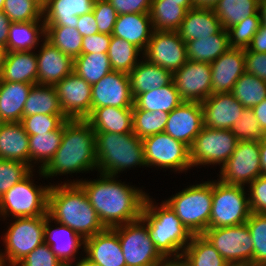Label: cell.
<instances>
[{"instance_id":"obj_1","label":"cell","mask_w":266,"mask_h":266,"mask_svg":"<svg viewBox=\"0 0 266 266\" xmlns=\"http://www.w3.org/2000/svg\"><path fill=\"white\" fill-rule=\"evenodd\" d=\"M97 178L68 179L64 184H79L83 188L105 228L140 219L148 193L140 187L118 180L119 176L98 173Z\"/></svg>"},{"instance_id":"obj_2","label":"cell","mask_w":266,"mask_h":266,"mask_svg":"<svg viewBox=\"0 0 266 266\" xmlns=\"http://www.w3.org/2000/svg\"><path fill=\"white\" fill-rule=\"evenodd\" d=\"M97 171L95 132L86 120L63 123L61 144L48 164L38 170L40 178ZM91 171V172H90Z\"/></svg>"},{"instance_id":"obj_3","label":"cell","mask_w":266,"mask_h":266,"mask_svg":"<svg viewBox=\"0 0 266 266\" xmlns=\"http://www.w3.org/2000/svg\"><path fill=\"white\" fill-rule=\"evenodd\" d=\"M47 213L87 239L105 229L87 194L79 184H50Z\"/></svg>"},{"instance_id":"obj_4","label":"cell","mask_w":266,"mask_h":266,"mask_svg":"<svg viewBox=\"0 0 266 266\" xmlns=\"http://www.w3.org/2000/svg\"><path fill=\"white\" fill-rule=\"evenodd\" d=\"M153 199L148 194L140 219L148 226L149 236L160 254L164 258H179L193 235L171 207Z\"/></svg>"},{"instance_id":"obj_5","label":"cell","mask_w":266,"mask_h":266,"mask_svg":"<svg viewBox=\"0 0 266 266\" xmlns=\"http://www.w3.org/2000/svg\"><path fill=\"white\" fill-rule=\"evenodd\" d=\"M97 171L102 174H118L139 167H146L143 141L133 132H95ZM137 166V167H136Z\"/></svg>"},{"instance_id":"obj_6","label":"cell","mask_w":266,"mask_h":266,"mask_svg":"<svg viewBox=\"0 0 266 266\" xmlns=\"http://www.w3.org/2000/svg\"><path fill=\"white\" fill-rule=\"evenodd\" d=\"M188 186L163 201L172 208L192 235H200L209 228L212 180Z\"/></svg>"},{"instance_id":"obj_7","label":"cell","mask_w":266,"mask_h":266,"mask_svg":"<svg viewBox=\"0 0 266 266\" xmlns=\"http://www.w3.org/2000/svg\"><path fill=\"white\" fill-rule=\"evenodd\" d=\"M36 169L16 183L0 198V218L37 217L47 214L49 185H36ZM8 217V218H7Z\"/></svg>"},{"instance_id":"obj_8","label":"cell","mask_w":266,"mask_h":266,"mask_svg":"<svg viewBox=\"0 0 266 266\" xmlns=\"http://www.w3.org/2000/svg\"><path fill=\"white\" fill-rule=\"evenodd\" d=\"M251 214L245 186L212 179V207L209 228L245 224Z\"/></svg>"},{"instance_id":"obj_9","label":"cell","mask_w":266,"mask_h":266,"mask_svg":"<svg viewBox=\"0 0 266 266\" xmlns=\"http://www.w3.org/2000/svg\"><path fill=\"white\" fill-rule=\"evenodd\" d=\"M47 216L48 213L37 217L13 218L3 233L2 241L5 247L0 250L6 266H16L32 250L44 243Z\"/></svg>"},{"instance_id":"obj_10","label":"cell","mask_w":266,"mask_h":266,"mask_svg":"<svg viewBox=\"0 0 266 266\" xmlns=\"http://www.w3.org/2000/svg\"><path fill=\"white\" fill-rule=\"evenodd\" d=\"M142 141L144 160L148 168L170 169L174 173H186L192 169L190 148L167 133L150 135Z\"/></svg>"},{"instance_id":"obj_11","label":"cell","mask_w":266,"mask_h":266,"mask_svg":"<svg viewBox=\"0 0 266 266\" xmlns=\"http://www.w3.org/2000/svg\"><path fill=\"white\" fill-rule=\"evenodd\" d=\"M237 142L231 130L204 126L190 147L192 167L218 165L221 168L235 151Z\"/></svg>"},{"instance_id":"obj_12","label":"cell","mask_w":266,"mask_h":266,"mask_svg":"<svg viewBox=\"0 0 266 266\" xmlns=\"http://www.w3.org/2000/svg\"><path fill=\"white\" fill-rule=\"evenodd\" d=\"M126 266H156L164 257L152 242L148 226L141 220L114 227Z\"/></svg>"},{"instance_id":"obj_13","label":"cell","mask_w":266,"mask_h":266,"mask_svg":"<svg viewBox=\"0 0 266 266\" xmlns=\"http://www.w3.org/2000/svg\"><path fill=\"white\" fill-rule=\"evenodd\" d=\"M229 264L253 266V241L247 224L208 228L202 234Z\"/></svg>"},{"instance_id":"obj_14","label":"cell","mask_w":266,"mask_h":266,"mask_svg":"<svg viewBox=\"0 0 266 266\" xmlns=\"http://www.w3.org/2000/svg\"><path fill=\"white\" fill-rule=\"evenodd\" d=\"M260 141H238L235 151L220 168L217 178L229 185L248 186L262 175Z\"/></svg>"},{"instance_id":"obj_15","label":"cell","mask_w":266,"mask_h":266,"mask_svg":"<svg viewBox=\"0 0 266 266\" xmlns=\"http://www.w3.org/2000/svg\"><path fill=\"white\" fill-rule=\"evenodd\" d=\"M143 58L173 73L187 62L186 43L178 31H153Z\"/></svg>"},{"instance_id":"obj_16","label":"cell","mask_w":266,"mask_h":266,"mask_svg":"<svg viewBox=\"0 0 266 266\" xmlns=\"http://www.w3.org/2000/svg\"><path fill=\"white\" fill-rule=\"evenodd\" d=\"M173 83L183 101L202 103L212 94L210 63L187 60L173 72Z\"/></svg>"},{"instance_id":"obj_17","label":"cell","mask_w":266,"mask_h":266,"mask_svg":"<svg viewBox=\"0 0 266 266\" xmlns=\"http://www.w3.org/2000/svg\"><path fill=\"white\" fill-rule=\"evenodd\" d=\"M60 106L69 120H85L92 112V85L74 71L55 86Z\"/></svg>"},{"instance_id":"obj_18","label":"cell","mask_w":266,"mask_h":266,"mask_svg":"<svg viewBox=\"0 0 266 266\" xmlns=\"http://www.w3.org/2000/svg\"><path fill=\"white\" fill-rule=\"evenodd\" d=\"M129 74L112 70L92 85V111L100 107L133 108Z\"/></svg>"},{"instance_id":"obj_19","label":"cell","mask_w":266,"mask_h":266,"mask_svg":"<svg viewBox=\"0 0 266 266\" xmlns=\"http://www.w3.org/2000/svg\"><path fill=\"white\" fill-rule=\"evenodd\" d=\"M203 127L201 103L184 101L169 113L164 132L190 148Z\"/></svg>"},{"instance_id":"obj_20","label":"cell","mask_w":266,"mask_h":266,"mask_svg":"<svg viewBox=\"0 0 266 266\" xmlns=\"http://www.w3.org/2000/svg\"><path fill=\"white\" fill-rule=\"evenodd\" d=\"M52 223L57 226L55 227ZM84 240L70 227L55 221L53 222L49 216L45 218L44 242L51 247L53 253L64 265H72L81 259L80 257L84 256L82 255L84 254L82 253L84 252ZM80 249L82 251H79ZM78 254L81 256L78 257Z\"/></svg>"},{"instance_id":"obj_21","label":"cell","mask_w":266,"mask_h":266,"mask_svg":"<svg viewBox=\"0 0 266 266\" xmlns=\"http://www.w3.org/2000/svg\"><path fill=\"white\" fill-rule=\"evenodd\" d=\"M39 46L38 51H36L37 83L55 86L73 72L74 59L62 53L46 39Z\"/></svg>"},{"instance_id":"obj_22","label":"cell","mask_w":266,"mask_h":266,"mask_svg":"<svg viewBox=\"0 0 266 266\" xmlns=\"http://www.w3.org/2000/svg\"><path fill=\"white\" fill-rule=\"evenodd\" d=\"M204 126L214 129L230 130L241 118L244 106L231 92L211 94L201 103Z\"/></svg>"},{"instance_id":"obj_23","label":"cell","mask_w":266,"mask_h":266,"mask_svg":"<svg viewBox=\"0 0 266 266\" xmlns=\"http://www.w3.org/2000/svg\"><path fill=\"white\" fill-rule=\"evenodd\" d=\"M84 256L100 266H126L117 231L114 228H105L85 239Z\"/></svg>"},{"instance_id":"obj_24","label":"cell","mask_w":266,"mask_h":266,"mask_svg":"<svg viewBox=\"0 0 266 266\" xmlns=\"http://www.w3.org/2000/svg\"><path fill=\"white\" fill-rule=\"evenodd\" d=\"M212 94L231 92L236 81L245 72V49L230 48L210 63Z\"/></svg>"},{"instance_id":"obj_25","label":"cell","mask_w":266,"mask_h":266,"mask_svg":"<svg viewBox=\"0 0 266 266\" xmlns=\"http://www.w3.org/2000/svg\"><path fill=\"white\" fill-rule=\"evenodd\" d=\"M95 0H47L43 6L45 27L78 25V16L92 12Z\"/></svg>"},{"instance_id":"obj_26","label":"cell","mask_w":266,"mask_h":266,"mask_svg":"<svg viewBox=\"0 0 266 266\" xmlns=\"http://www.w3.org/2000/svg\"><path fill=\"white\" fill-rule=\"evenodd\" d=\"M36 51L5 52L0 64V81L37 84Z\"/></svg>"},{"instance_id":"obj_27","label":"cell","mask_w":266,"mask_h":266,"mask_svg":"<svg viewBox=\"0 0 266 266\" xmlns=\"http://www.w3.org/2000/svg\"><path fill=\"white\" fill-rule=\"evenodd\" d=\"M152 33L150 13H133L118 15L112 36L124 39L144 52Z\"/></svg>"},{"instance_id":"obj_28","label":"cell","mask_w":266,"mask_h":266,"mask_svg":"<svg viewBox=\"0 0 266 266\" xmlns=\"http://www.w3.org/2000/svg\"><path fill=\"white\" fill-rule=\"evenodd\" d=\"M222 29L221 22L213 9L192 8L186 13L178 33L186 43L218 33Z\"/></svg>"},{"instance_id":"obj_29","label":"cell","mask_w":266,"mask_h":266,"mask_svg":"<svg viewBox=\"0 0 266 266\" xmlns=\"http://www.w3.org/2000/svg\"><path fill=\"white\" fill-rule=\"evenodd\" d=\"M0 159L29 165V135L21 122H0Z\"/></svg>"},{"instance_id":"obj_30","label":"cell","mask_w":266,"mask_h":266,"mask_svg":"<svg viewBox=\"0 0 266 266\" xmlns=\"http://www.w3.org/2000/svg\"><path fill=\"white\" fill-rule=\"evenodd\" d=\"M85 120L91 125L94 132L117 134L133 132L132 108H95Z\"/></svg>"},{"instance_id":"obj_31","label":"cell","mask_w":266,"mask_h":266,"mask_svg":"<svg viewBox=\"0 0 266 266\" xmlns=\"http://www.w3.org/2000/svg\"><path fill=\"white\" fill-rule=\"evenodd\" d=\"M131 93L133 99L139 94L155 90L170 84L173 73L165 68L141 58L136 67L129 73Z\"/></svg>"},{"instance_id":"obj_32","label":"cell","mask_w":266,"mask_h":266,"mask_svg":"<svg viewBox=\"0 0 266 266\" xmlns=\"http://www.w3.org/2000/svg\"><path fill=\"white\" fill-rule=\"evenodd\" d=\"M33 84L0 81V122H21Z\"/></svg>"},{"instance_id":"obj_33","label":"cell","mask_w":266,"mask_h":266,"mask_svg":"<svg viewBox=\"0 0 266 266\" xmlns=\"http://www.w3.org/2000/svg\"><path fill=\"white\" fill-rule=\"evenodd\" d=\"M45 39L43 20L14 22L9 26V34L5 52L37 50L39 43Z\"/></svg>"},{"instance_id":"obj_34","label":"cell","mask_w":266,"mask_h":266,"mask_svg":"<svg viewBox=\"0 0 266 266\" xmlns=\"http://www.w3.org/2000/svg\"><path fill=\"white\" fill-rule=\"evenodd\" d=\"M230 48L228 31L222 28L209 37L186 42L187 60L212 63Z\"/></svg>"},{"instance_id":"obj_35","label":"cell","mask_w":266,"mask_h":266,"mask_svg":"<svg viewBox=\"0 0 266 266\" xmlns=\"http://www.w3.org/2000/svg\"><path fill=\"white\" fill-rule=\"evenodd\" d=\"M63 136V124L54 131L29 136V166L42 170L57 152Z\"/></svg>"},{"instance_id":"obj_36","label":"cell","mask_w":266,"mask_h":266,"mask_svg":"<svg viewBox=\"0 0 266 266\" xmlns=\"http://www.w3.org/2000/svg\"><path fill=\"white\" fill-rule=\"evenodd\" d=\"M182 102L184 101L181 99L179 92L172 81L168 85L139 94L134 99V106L132 109L170 113Z\"/></svg>"},{"instance_id":"obj_37","label":"cell","mask_w":266,"mask_h":266,"mask_svg":"<svg viewBox=\"0 0 266 266\" xmlns=\"http://www.w3.org/2000/svg\"><path fill=\"white\" fill-rule=\"evenodd\" d=\"M64 115L54 86L33 84L23 109V116Z\"/></svg>"},{"instance_id":"obj_38","label":"cell","mask_w":266,"mask_h":266,"mask_svg":"<svg viewBox=\"0 0 266 266\" xmlns=\"http://www.w3.org/2000/svg\"><path fill=\"white\" fill-rule=\"evenodd\" d=\"M181 258L188 266H228L229 263L202 234L193 235Z\"/></svg>"},{"instance_id":"obj_39","label":"cell","mask_w":266,"mask_h":266,"mask_svg":"<svg viewBox=\"0 0 266 266\" xmlns=\"http://www.w3.org/2000/svg\"><path fill=\"white\" fill-rule=\"evenodd\" d=\"M259 0H220L213 8L222 28L228 30L249 16L259 15Z\"/></svg>"},{"instance_id":"obj_40","label":"cell","mask_w":266,"mask_h":266,"mask_svg":"<svg viewBox=\"0 0 266 266\" xmlns=\"http://www.w3.org/2000/svg\"><path fill=\"white\" fill-rule=\"evenodd\" d=\"M107 55L112 70L130 73L143 58V52L134 44L112 36Z\"/></svg>"},{"instance_id":"obj_41","label":"cell","mask_w":266,"mask_h":266,"mask_svg":"<svg viewBox=\"0 0 266 266\" xmlns=\"http://www.w3.org/2000/svg\"><path fill=\"white\" fill-rule=\"evenodd\" d=\"M73 71L90 85L112 71L107 53L81 54L74 58Z\"/></svg>"},{"instance_id":"obj_42","label":"cell","mask_w":266,"mask_h":266,"mask_svg":"<svg viewBox=\"0 0 266 266\" xmlns=\"http://www.w3.org/2000/svg\"><path fill=\"white\" fill-rule=\"evenodd\" d=\"M187 10L172 2H152L150 17L153 31H178Z\"/></svg>"},{"instance_id":"obj_43","label":"cell","mask_w":266,"mask_h":266,"mask_svg":"<svg viewBox=\"0 0 266 266\" xmlns=\"http://www.w3.org/2000/svg\"><path fill=\"white\" fill-rule=\"evenodd\" d=\"M231 93L245 108L252 109L266 99V81L244 72Z\"/></svg>"},{"instance_id":"obj_44","label":"cell","mask_w":266,"mask_h":266,"mask_svg":"<svg viewBox=\"0 0 266 266\" xmlns=\"http://www.w3.org/2000/svg\"><path fill=\"white\" fill-rule=\"evenodd\" d=\"M45 39L73 59L82 54L83 37L72 27H45Z\"/></svg>"},{"instance_id":"obj_45","label":"cell","mask_w":266,"mask_h":266,"mask_svg":"<svg viewBox=\"0 0 266 266\" xmlns=\"http://www.w3.org/2000/svg\"><path fill=\"white\" fill-rule=\"evenodd\" d=\"M169 113L133 109V133L140 139L164 132Z\"/></svg>"},{"instance_id":"obj_46","label":"cell","mask_w":266,"mask_h":266,"mask_svg":"<svg viewBox=\"0 0 266 266\" xmlns=\"http://www.w3.org/2000/svg\"><path fill=\"white\" fill-rule=\"evenodd\" d=\"M2 11L11 23L43 20V6L36 0H5Z\"/></svg>"},{"instance_id":"obj_47","label":"cell","mask_w":266,"mask_h":266,"mask_svg":"<svg viewBox=\"0 0 266 266\" xmlns=\"http://www.w3.org/2000/svg\"><path fill=\"white\" fill-rule=\"evenodd\" d=\"M246 224L253 241V266H266V213L251 212Z\"/></svg>"},{"instance_id":"obj_48","label":"cell","mask_w":266,"mask_h":266,"mask_svg":"<svg viewBox=\"0 0 266 266\" xmlns=\"http://www.w3.org/2000/svg\"><path fill=\"white\" fill-rule=\"evenodd\" d=\"M260 16L252 15L239 22L237 25L229 28V44L231 48L247 49L253 39V36L259 29Z\"/></svg>"},{"instance_id":"obj_49","label":"cell","mask_w":266,"mask_h":266,"mask_svg":"<svg viewBox=\"0 0 266 266\" xmlns=\"http://www.w3.org/2000/svg\"><path fill=\"white\" fill-rule=\"evenodd\" d=\"M230 130L238 141H260L263 139V130L250 108H244L241 118L233 124Z\"/></svg>"},{"instance_id":"obj_50","label":"cell","mask_w":266,"mask_h":266,"mask_svg":"<svg viewBox=\"0 0 266 266\" xmlns=\"http://www.w3.org/2000/svg\"><path fill=\"white\" fill-rule=\"evenodd\" d=\"M33 169L22 162L0 159V198Z\"/></svg>"},{"instance_id":"obj_51","label":"cell","mask_w":266,"mask_h":266,"mask_svg":"<svg viewBox=\"0 0 266 266\" xmlns=\"http://www.w3.org/2000/svg\"><path fill=\"white\" fill-rule=\"evenodd\" d=\"M67 120L69 119L65 115L36 114L23 116L21 123L30 136L57 130Z\"/></svg>"},{"instance_id":"obj_52","label":"cell","mask_w":266,"mask_h":266,"mask_svg":"<svg viewBox=\"0 0 266 266\" xmlns=\"http://www.w3.org/2000/svg\"><path fill=\"white\" fill-rule=\"evenodd\" d=\"M99 33L112 35L118 17L117 11L107 0H95L92 10Z\"/></svg>"},{"instance_id":"obj_53","label":"cell","mask_w":266,"mask_h":266,"mask_svg":"<svg viewBox=\"0 0 266 266\" xmlns=\"http://www.w3.org/2000/svg\"><path fill=\"white\" fill-rule=\"evenodd\" d=\"M16 266H65L45 242L37 246Z\"/></svg>"},{"instance_id":"obj_54","label":"cell","mask_w":266,"mask_h":266,"mask_svg":"<svg viewBox=\"0 0 266 266\" xmlns=\"http://www.w3.org/2000/svg\"><path fill=\"white\" fill-rule=\"evenodd\" d=\"M247 187L251 212L266 213V175L258 176Z\"/></svg>"},{"instance_id":"obj_55","label":"cell","mask_w":266,"mask_h":266,"mask_svg":"<svg viewBox=\"0 0 266 266\" xmlns=\"http://www.w3.org/2000/svg\"><path fill=\"white\" fill-rule=\"evenodd\" d=\"M245 72L266 81V53L245 49Z\"/></svg>"},{"instance_id":"obj_56","label":"cell","mask_w":266,"mask_h":266,"mask_svg":"<svg viewBox=\"0 0 266 266\" xmlns=\"http://www.w3.org/2000/svg\"><path fill=\"white\" fill-rule=\"evenodd\" d=\"M120 14L150 13L152 0H107Z\"/></svg>"},{"instance_id":"obj_57","label":"cell","mask_w":266,"mask_h":266,"mask_svg":"<svg viewBox=\"0 0 266 266\" xmlns=\"http://www.w3.org/2000/svg\"><path fill=\"white\" fill-rule=\"evenodd\" d=\"M112 35L96 33L83 37L82 54L107 53Z\"/></svg>"},{"instance_id":"obj_58","label":"cell","mask_w":266,"mask_h":266,"mask_svg":"<svg viewBox=\"0 0 266 266\" xmlns=\"http://www.w3.org/2000/svg\"><path fill=\"white\" fill-rule=\"evenodd\" d=\"M76 29L82 37L98 33V25L93 12L78 16V25Z\"/></svg>"},{"instance_id":"obj_59","label":"cell","mask_w":266,"mask_h":266,"mask_svg":"<svg viewBox=\"0 0 266 266\" xmlns=\"http://www.w3.org/2000/svg\"><path fill=\"white\" fill-rule=\"evenodd\" d=\"M247 49L251 52L266 53V27L260 24Z\"/></svg>"},{"instance_id":"obj_60","label":"cell","mask_w":266,"mask_h":266,"mask_svg":"<svg viewBox=\"0 0 266 266\" xmlns=\"http://www.w3.org/2000/svg\"><path fill=\"white\" fill-rule=\"evenodd\" d=\"M10 24L11 21L9 18L3 11H0V45H2L4 48L7 45Z\"/></svg>"},{"instance_id":"obj_61","label":"cell","mask_w":266,"mask_h":266,"mask_svg":"<svg viewBox=\"0 0 266 266\" xmlns=\"http://www.w3.org/2000/svg\"><path fill=\"white\" fill-rule=\"evenodd\" d=\"M254 115L264 131L266 130V99H264L260 104L252 108Z\"/></svg>"},{"instance_id":"obj_62","label":"cell","mask_w":266,"mask_h":266,"mask_svg":"<svg viewBox=\"0 0 266 266\" xmlns=\"http://www.w3.org/2000/svg\"><path fill=\"white\" fill-rule=\"evenodd\" d=\"M156 266H188L186 262L181 258H164Z\"/></svg>"},{"instance_id":"obj_63","label":"cell","mask_w":266,"mask_h":266,"mask_svg":"<svg viewBox=\"0 0 266 266\" xmlns=\"http://www.w3.org/2000/svg\"><path fill=\"white\" fill-rule=\"evenodd\" d=\"M220 0H192L194 8L213 9Z\"/></svg>"},{"instance_id":"obj_64","label":"cell","mask_w":266,"mask_h":266,"mask_svg":"<svg viewBox=\"0 0 266 266\" xmlns=\"http://www.w3.org/2000/svg\"><path fill=\"white\" fill-rule=\"evenodd\" d=\"M260 159H261V167L262 174L266 175V140H260Z\"/></svg>"},{"instance_id":"obj_65","label":"cell","mask_w":266,"mask_h":266,"mask_svg":"<svg viewBox=\"0 0 266 266\" xmlns=\"http://www.w3.org/2000/svg\"><path fill=\"white\" fill-rule=\"evenodd\" d=\"M258 13L261 25L266 27V0H259Z\"/></svg>"},{"instance_id":"obj_66","label":"cell","mask_w":266,"mask_h":266,"mask_svg":"<svg viewBox=\"0 0 266 266\" xmlns=\"http://www.w3.org/2000/svg\"><path fill=\"white\" fill-rule=\"evenodd\" d=\"M152 2H172L178 3L179 6L184 7L187 11L194 8L192 0H152Z\"/></svg>"},{"instance_id":"obj_67","label":"cell","mask_w":266,"mask_h":266,"mask_svg":"<svg viewBox=\"0 0 266 266\" xmlns=\"http://www.w3.org/2000/svg\"><path fill=\"white\" fill-rule=\"evenodd\" d=\"M70 266H100V265L88 260L85 256H83L81 257V259L77 260L75 263H73Z\"/></svg>"},{"instance_id":"obj_68","label":"cell","mask_w":266,"mask_h":266,"mask_svg":"<svg viewBox=\"0 0 266 266\" xmlns=\"http://www.w3.org/2000/svg\"><path fill=\"white\" fill-rule=\"evenodd\" d=\"M4 54H5V49L2 45H0V64L4 58Z\"/></svg>"},{"instance_id":"obj_69","label":"cell","mask_w":266,"mask_h":266,"mask_svg":"<svg viewBox=\"0 0 266 266\" xmlns=\"http://www.w3.org/2000/svg\"><path fill=\"white\" fill-rule=\"evenodd\" d=\"M0 266H6L3 256L0 253Z\"/></svg>"},{"instance_id":"obj_70","label":"cell","mask_w":266,"mask_h":266,"mask_svg":"<svg viewBox=\"0 0 266 266\" xmlns=\"http://www.w3.org/2000/svg\"><path fill=\"white\" fill-rule=\"evenodd\" d=\"M5 0H0V11L3 10Z\"/></svg>"},{"instance_id":"obj_71","label":"cell","mask_w":266,"mask_h":266,"mask_svg":"<svg viewBox=\"0 0 266 266\" xmlns=\"http://www.w3.org/2000/svg\"><path fill=\"white\" fill-rule=\"evenodd\" d=\"M37 2H39L42 6H44L47 2V0H36Z\"/></svg>"},{"instance_id":"obj_72","label":"cell","mask_w":266,"mask_h":266,"mask_svg":"<svg viewBox=\"0 0 266 266\" xmlns=\"http://www.w3.org/2000/svg\"><path fill=\"white\" fill-rule=\"evenodd\" d=\"M228 266H251V265H243V264H229Z\"/></svg>"},{"instance_id":"obj_73","label":"cell","mask_w":266,"mask_h":266,"mask_svg":"<svg viewBox=\"0 0 266 266\" xmlns=\"http://www.w3.org/2000/svg\"><path fill=\"white\" fill-rule=\"evenodd\" d=\"M263 139L266 140V130L263 131Z\"/></svg>"}]
</instances>
